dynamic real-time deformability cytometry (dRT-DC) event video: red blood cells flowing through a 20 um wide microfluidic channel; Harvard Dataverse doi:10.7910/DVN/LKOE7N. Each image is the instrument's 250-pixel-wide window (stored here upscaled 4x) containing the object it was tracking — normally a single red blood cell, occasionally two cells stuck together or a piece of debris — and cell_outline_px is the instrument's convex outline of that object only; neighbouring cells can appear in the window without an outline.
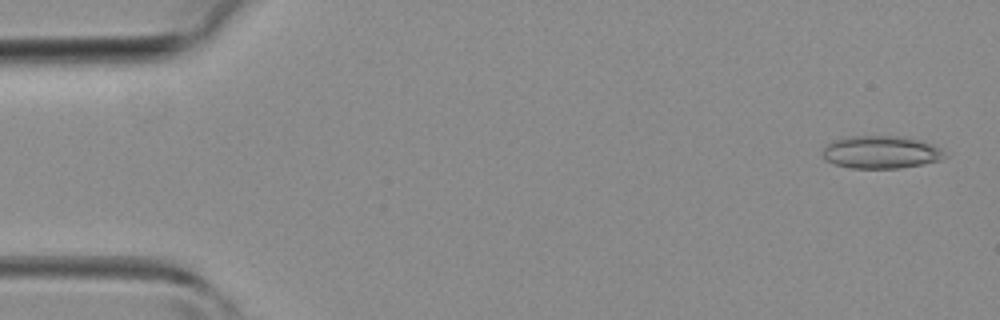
{"species": "common noctule bat (a hibernating species)", "species_latin": "Nyctalus noctula", "temperature_condition": "room temperature", "stored_images_in_passage": 42, "camera_frame_rate_fps": 3000, "um_per_image_px": 0.085, "animal": {"sex": "female", "body_mass_g": 19.3, "forearm_length_mm": 54.1}, "frame": {"image": 1, "passage_image": 2, "time_ms": 0.333, "image_size_px": [1000, 320], "cell_outline_px": [[948, 156], [940, 160], [900, 168], [852, 168], [836, 164], [824, 160], [824, 148], [832, 140], [848, 136], [908, 136], [932, 144], [940, 148]], "centroid_in_image_um": [74.9, 12.92], "position_along_channel_um": 10.1, "area_um2": 23.29}}
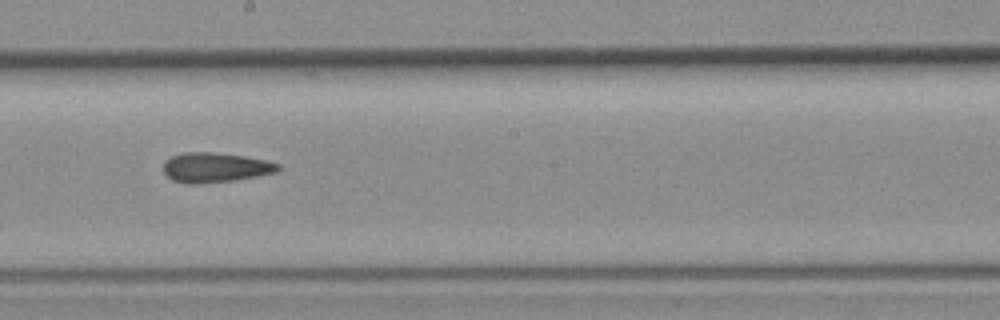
{"frame": {"image": 2, "passage_image": 23, "time_ms": 7.333, "image_size_px": [1000, 320], "cell_outline_px": [[280, 168], [276, 172], [236, 180], [196, 184], [184, 184], [172, 180], [164, 172], [164, 160], [172, 156], [184, 152], [212, 152], [244, 156], [268, 160], [280, 164]], "centroid_in_image_um": [18.29, 14.24], "position_along_channel_um": 229.9, "area_um2": 20.0}}
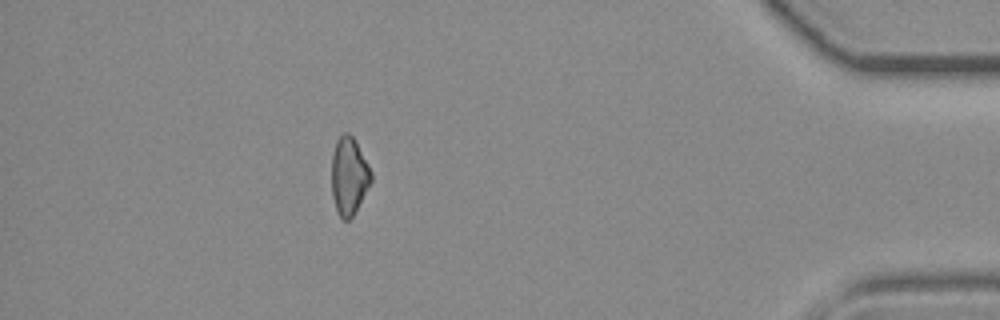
{"frame": {"image": 3, "passage_image": 37, "time_ms": 12.0, "image_size_px": [1000, 320], "cell_outline_px": [[372, 180], [352, 216], [348, 220], [344, 220], [340, 216], [336, 208], [332, 196], [332, 152], [336, 140], [344, 132], [348, 132], [356, 140], [372, 172]], "centroid_in_image_um": [29.66, 14.9], "position_along_channel_um": 405.5, "area_um2": 17.74}}